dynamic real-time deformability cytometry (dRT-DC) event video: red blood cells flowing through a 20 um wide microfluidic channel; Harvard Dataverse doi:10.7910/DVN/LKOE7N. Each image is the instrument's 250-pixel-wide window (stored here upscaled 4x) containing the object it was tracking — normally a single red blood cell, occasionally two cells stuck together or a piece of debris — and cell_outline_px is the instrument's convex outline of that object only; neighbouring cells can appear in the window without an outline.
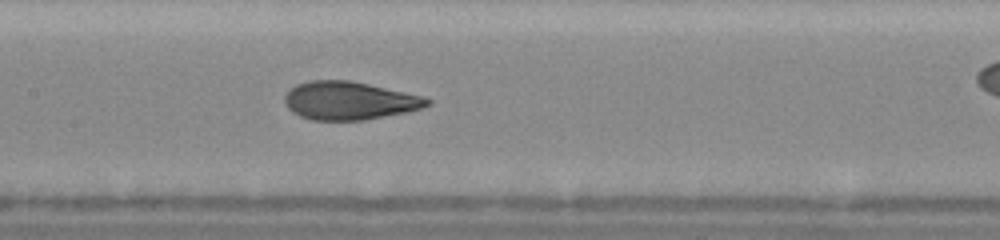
{"species": "human", "species_latin": "Homo sapiens", "temperature_condition": "cold", "stored_images_in_passage": 11, "camera_frame_rate_fps": 3000, "um_per_image_px": 0.085, "donor": {"sex": "female"}, "frame": {"image": 1, "passage_image": 10, "time_ms": 3.667, "image_size_px": [1000, 240], "cell_outline_px": [[432, 104], [424, 108], [408, 112], [364, 120], [312, 120], [300, 116], [292, 112], [288, 108], [284, 100], [284, 96], [296, 84], [308, 80], [352, 80], [424, 96], [432, 100]], "centroid_in_image_um": [29.73, 8.55], "position_along_channel_um": 177.7, "area_um2": 32.02}}